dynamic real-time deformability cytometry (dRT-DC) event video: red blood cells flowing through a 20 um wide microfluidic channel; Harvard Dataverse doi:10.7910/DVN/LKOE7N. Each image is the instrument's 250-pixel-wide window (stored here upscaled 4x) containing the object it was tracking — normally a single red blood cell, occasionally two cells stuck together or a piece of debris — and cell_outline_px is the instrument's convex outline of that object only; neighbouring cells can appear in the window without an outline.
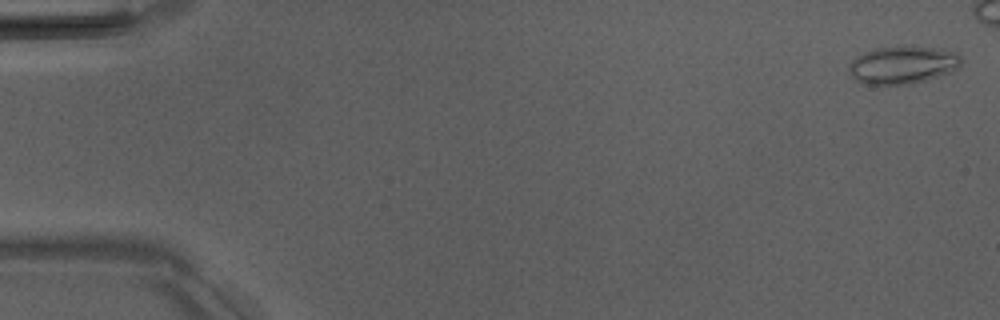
{"species": "Egyptian fruit bat (a non-hibernating species)", "species_latin": "Rousettus aegyptiacus", "temperature_condition": "room temperature", "stored_images_in_passage": 6, "camera_frame_rate_fps": 3000, "um_per_image_px": 0.085, "animal": {"sex": "male"}, "frame": {"image": 1, "passage_image": 1, "time_ms": 0.0, "image_size_px": [1000, 320], "cell_outline_px": [[964, 60], [960, 68], [952, 72], [928, 80], [908, 84], [864, 84], [856, 80], [852, 76], [848, 68], [848, 64], [856, 56], [864, 52], [876, 48], [896, 44], [908, 44], [944, 48], [956, 52]], "centroid_in_image_um": [76.8, 5.47], "position_along_channel_um": 8.2, "area_um2": 25.78}}